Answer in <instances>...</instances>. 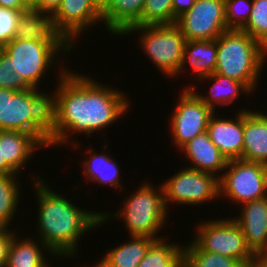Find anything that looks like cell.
<instances>
[{"label":"cell","mask_w":267,"mask_h":267,"mask_svg":"<svg viewBox=\"0 0 267 267\" xmlns=\"http://www.w3.org/2000/svg\"><path fill=\"white\" fill-rule=\"evenodd\" d=\"M178 245L164 238L156 239L138 267H183L184 246Z\"/></svg>","instance_id":"cell-26"},{"label":"cell","mask_w":267,"mask_h":267,"mask_svg":"<svg viewBox=\"0 0 267 267\" xmlns=\"http://www.w3.org/2000/svg\"><path fill=\"white\" fill-rule=\"evenodd\" d=\"M14 39L66 41L54 30L50 15L31 8L22 13Z\"/></svg>","instance_id":"cell-23"},{"label":"cell","mask_w":267,"mask_h":267,"mask_svg":"<svg viewBox=\"0 0 267 267\" xmlns=\"http://www.w3.org/2000/svg\"><path fill=\"white\" fill-rule=\"evenodd\" d=\"M244 110L247 111L246 108L237 111L234 120L218 117L214 112L208 122L207 132L210 140L228 161L242 158Z\"/></svg>","instance_id":"cell-14"},{"label":"cell","mask_w":267,"mask_h":267,"mask_svg":"<svg viewBox=\"0 0 267 267\" xmlns=\"http://www.w3.org/2000/svg\"><path fill=\"white\" fill-rule=\"evenodd\" d=\"M253 0H225L228 30H242L250 19Z\"/></svg>","instance_id":"cell-31"},{"label":"cell","mask_w":267,"mask_h":267,"mask_svg":"<svg viewBox=\"0 0 267 267\" xmlns=\"http://www.w3.org/2000/svg\"><path fill=\"white\" fill-rule=\"evenodd\" d=\"M244 110L242 160L267 165V112Z\"/></svg>","instance_id":"cell-17"},{"label":"cell","mask_w":267,"mask_h":267,"mask_svg":"<svg viewBox=\"0 0 267 267\" xmlns=\"http://www.w3.org/2000/svg\"><path fill=\"white\" fill-rule=\"evenodd\" d=\"M244 267H267V256H256L244 265Z\"/></svg>","instance_id":"cell-39"},{"label":"cell","mask_w":267,"mask_h":267,"mask_svg":"<svg viewBox=\"0 0 267 267\" xmlns=\"http://www.w3.org/2000/svg\"><path fill=\"white\" fill-rule=\"evenodd\" d=\"M12 90L0 88V130H5L7 96Z\"/></svg>","instance_id":"cell-37"},{"label":"cell","mask_w":267,"mask_h":267,"mask_svg":"<svg viewBox=\"0 0 267 267\" xmlns=\"http://www.w3.org/2000/svg\"><path fill=\"white\" fill-rule=\"evenodd\" d=\"M94 149H91V146L87 152L89 153L88 160L87 158H83V174L86 179L89 181H94L101 185L108 184L112 188H119L123 191L125 188L122 187V183L120 184V171L117 162L113 161L112 157L107 154V152L94 153ZM123 189V190H122Z\"/></svg>","instance_id":"cell-24"},{"label":"cell","mask_w":267,"mask_h":267,"mask_svg":"<svg viewBox=\"0 0 267 267\" xmlns=\"http://www.w3.org/2000/svg\"><path fill=\"white\" fill-rule=\"evenodd\" d=\"M0 6L4 8L22 10L24 12L31 8L25 0H0Z\"/></svg>","instance_id":"cell-38"},{"label":"cell","mask_w":267,"mask_h":267,"mask_svg":"<svg viewBox=\"0 0 267 267\" xmlns=\"http://www.w3.org/2000/svg\"><path fill=\"white\" fill-rule=\"evenodd\" d=\"M217 62L216 40H193L187 41L182 63L175 78L183 73L188 63L194 70L195 78L200 79L215 72Z\"/></svg>","instance_id":"cell-21"},{"label":"cell","mask_w":267,"mask_h":267,"mask_svg":"<svg viewBox=\"0 0 267 267\" xmlns=\"http://www.w3.org/2000/svg\"><path fill=\"white\" fill-rule=\"evenodd\" d=\"M216 41L214 73L243 83L253 93L266 63L267 49L242 30H227Z\"/></svg>","instance_id":"cell-3"},{"label":"cell","mask_w":267,"mask_h":267,"mask_svg":"<svg viewBox=\"0 0 267 267\" xmlns=\"http://www.w3.org/2000/svg\"><path fill=\"white\" fill-rule=\"evenodd\" d=\"M23 12L0 6V49L14 39L17 24Z\"/></svg>","instance_id":"cell-33"},{"label":"cell","mask_w":267,"mask_h":267,"mask_svg":"<svg viewBox=\"0 0 267 267\" xmlns=\"http://www.w3.org/2000/svg\"><path fill=\"white\" fill-rule=\"evenodd\" d=\"M123 202V207L114 214L107 213V211L101 212L103 223L106 224V221L108 223L109 218L123 219L130 236H147L154 239L164 238L163 236L157 237L160 229L164 228L163 226L166 223L168 224L167 217L169 216L161 184L156 189L153 184L146 181Z\"/></svg>","instance_id":"cell-4"},{"label":"cell","mask_w":267,"mask_h":267,"mask_svg":"<svg viewBox=\"0 0 267 267\" xmlns=\"http://www.w3.org/2000/svg\"><path fill=\"white\" fill-rule=\"evenodd\" d=\"M182 169L161 184L167 210L172 202L192 206L219 198L217 176L188 167Z\"/></svg>","instance_id":"cell-10"},{"label":"cell","mask_w":267,"mask_h":267,"mask_svg":"<svg viewBox=\"0 0 267 267\" xmlns=\"http://www.w3.org/2000/svg\"><path fill=\"white\" fill-rule=\"evenodd\" d=\"M37 147L44 146L30 133L0 130L1 161H5L19 175L23 165L37 152Z\"/></svg>","instance_id":"cell-18"},{"label":"cell","mask_w":267,"mask_h":267,"mask_svg":"<svg viewBox=\"0 0 267 267\" xmlns=\"http://www.w3.org/2000/svg\"><path fill=\"white\" fill-rule=\"evenodd\" d=\"M205 79L213 81V84L208 90L209 95L207 94L206 96L203 93L200 94L198 91L196 92V85H191L189 88L203 103L210 107L214 112L218 105L228 106L232 104L233 101L235 102L236 99L238 100V97L241 93L245 92L246 95L249 94V96L250 93H252L243 83L219 73H212L211 75L197 80H200L203 83Z\"/></svg>","instance_id":"cell-20"},{"label":"cell","mask_w":267,"mask_h":267,"mask_svg":"<svg viewBox=\"0 0 267 267\" xmlns=\"http://www.w3.org/2000/svg\"><path fill=\"white\" fill-rule=\"evenodd\" d=\"M39 241V239L35 241L29 237L21 240L14 236L9 247L6 267H45L49 261L46 262L48 258L44 257V253L49 252L48 254H51L52 257L55 255L50 253V249Z\"/></svg>","instance_id":"cell-25"},{"label":"cell","mask_w":267,"mask_h":267,"mask_svg":"<svg viewBox=\"0 0 267 267\" xmlns=\"http://www.w3.org/2000/svg\"><path fill=\"white\" fill-rule=\"evenodd\" d=\"M63 0H36L30 7L52 16Z\"/></svg>","instance_id":"cell-35"},{"label":"cell","mask_w":267,"mask_h":267,"mask_svg":"<svg viewBox=\"0 0 267 267\" xmlns=\"http://www.w3.org/2000/svg\"><path fill=\"white\" fill-rule=\"evenodd\" d=\"M173 24L172 0H145L140 19L133 26Z\"/></svg>","instance_id":"cell-29"},{"label":"cell","mask_w":267,"mask_h":267,"mask_svg":"<svg viewBox=\"0 0 267 267\" xmlns=\"http://www.w3.org/2000/svg\"><path fill=\"white\" fill-rule=\"evenodd\" d=\"M242 31L267 49V0H253L250 19Z\"/></svg>","instance_id":"cell-30"},{"label":"cell","mask_w":267,"mask_h":267,"mask_svg":"<svg viewBox=\"0 0 267 267\" xmlns=\"http://www.w3.org/2000/svg\"><path fill=\"white\" fill-rule=\"evenodd\" d=\"M0 174H17L5 161H1V153H0Z\"/></svg>","instance_id":"cell-40"},{"label":"cell","mask_w":267,"mask_h":267,"mask_svg":"<svg viewBox=\"0 0 267 267\" xmlns=\"http://www.w3.org/2000/svg\"><path fill=\"white\" fill-rule=\"evenodd\" d=\"M5 130L32 134L50 147V93L38 88L11 91L7 96Z\"/></svg>","instance_id":"cell-5"},{"label":"cell","mask_w":267,"mask_h":267,"mask_svg":"<svg viewBox=\"0 0 267 267\" xmlns=\"http://www.w3.org/2000/svg\"><path fill=\"white\" fill-rule=\"evenodd\" d=\"M184 246V267H244L235 258L202 250L194 241Z\"/></svg>","instance_id":"cell-28"},{"label":"cell","mask_w":267,"mask_h":267,"mask_svg":"<svg viewBox=\"0 0 267 267\" xmlns=\"http://www.w3.org/2000/svg\"><path fill=\"white\" fill-rule=\"evenodd\" d=\"M195 3V0H172L173 6V24L176 19L185 12L189 11Z\"/></svg>","instance_id":"cell-36"},{"label":"cell","mask_w":267,"mask_h":267,"mask_svg":"<svg viewBox=\"0 0 267 267\" xmlns=\"http://www.w3.org/2000/svg\"><path fill=\"white\" fill-rule=\"evenodd\" d=\"M137 31L141 32L138 38L143 52L163 75L174 78L181 66L187 42L179 27L175 23L132 26L121 36Z\"/></svg>","instance_id":"cell-7"},{"label":"cell","mask_w":267,"mask_h":267,"mask_svg":"<svg viewBox=\"0 0 267 267\" xmlns=\"http://www.w3.org/2000/svg\"><path fill=\"white\" fill-rule=\"evenodd\" d=\"M144 4L145 0H105L102 24L111 35L121 36L140 19Z\"/></svg>","instance_id":"cell-19"},{"label":"cell","mask_w":267,"mask_h":267,"mask_svg":"<svg viewBox=\"0 0 267 267\" xmlns=\"http://www.w3.org/2000/svg\"><path fill=\"white\" fill-rule=\"evenodd\" d=\"M185 86L170 118L172 141L177 149L197 135L207 131L208 122L214 111Z\"/></svg>","instance_id":"cell-12"},{"label":"cell","mask_w":267,"mask_h":267,"mask_svg":"<svg viewBox=\"0 0 267 267\" xmlns=\"http://www.w3.org/2000/svg\"><path fill=\"white\" fill-rule=\"evenodd\" d=\"M187 41L216 40L228 30L225 0H195L193 7L176 19Z\"/></svg>","instance_id":"cell-11"},{"label":"cell","mask_w":267,"mask_h":267,"mask_svg":"<svg viewBox=\"0 0 267 267\" xmlns=\"http://www.w3.org/2000/svg\"><path fill=\"white\" fill-rule=\"evenodd\" d=\"M130 241L112 248L93 267H138L156 240L147 236H130Z\"/></svg>","instance_id":"cell-22"},{"label":"cell","mask_w":267,"mask_h":267,"mask_svg":"<svg viewBox=\"0 0 267 267\" xmlns=\"http://www.w3.org/2000/svg\"><path fill=\"white\" fill-rule=\"evenodd\" d=\"M73 48L67 41L13 39L2 50L10 56L14 72L31 88H39L41 78L54 68L60 54L68 56Z\"/></svg>","instance_id":"cell-6"},{"label":"cell","mask_w":267,"mask_h":267,"mask_svg":"<svg viewBox=\"0 0 267 267\" xmlns=\"http://www.w3.org/2000/svg\"><path fill=\"white\" fill-rule=\"evenodd\" d=\"M34 176L36 178L33 177L34 190L39 204L37 237L55 257H73L83 234L103 226L101 211L76 207L72 200L52 191L49 184L46 185L44 182L45 179Z\"/></svg>","instance_id":"cell-2"},{"label":"cell","mask_w":267,"mask_h":267,"mask_svg":"<svg viewBox=\"0 0 267 267\" xmlns=\"http://www.w3.org/2000/svg\"><path fill=\"white\" fill-rule=\"evenodd\" d=\"M16 231H10V228H0V267H6L9 247Z\"/></svg>","instance_id":"cell-34"},{"label":"cell","mask_w":267,"mask_h":267,"mask_svg":"<svg viewBox=\"0 0 267 267\" xmlns=\"http://www.w3.org/2000/svg\"><path fill=\"white\" fill-rule=\"evenodd\" d=\"M240 210L232 219L241 227L246 245L256 256H267V197L244 203Z\"/></svg>","instance_id":"cell-15"},{"label":"cell","mask_w":267,"mask_h":267,"mask_svg":"<svg viewBox=\"0 0 267 267\" xmlns=\"http://www.w3.org/2000/svg\"><path fill=\"white\" fill-rule=\"evenodd\" d=\"M225 170L218 178L219 198L242 205L267 197V165L236 159Z\"/></svg>","instance_id":"cell-8"},{"label":"cell","mask_w":267,"mask_h":267,"mask_svg":"<svg viewBox=\"0 0 267 267\" xmlns=\"http://www.w3.org/2000/svg\"><path fill=\"white\" fill-rule=\"evenodd\" d=\"M197 227L193 240L202 250L235 258L243 265L256 257L246 245L241 227L231 217L201 221Z\"/></svg>","instance_id":"cell-9"},{"label":"cell","mask_w":267,"mask_h":267,"mask_svg":"<svg viewBox=\"0 0 267 267\" xmlns=\"http://www.w3.org/2000/svg\"><path fill=\"white\" fill-rule=\"evenodd\" d=\"M180 150L193 164L188 168L212 173L218 178L217 174H222L228 163L227 158L210 140L207 131L191 139Z\"/></svg>","instance_id":"cell-16"},{"label":"cell","mask_w":267,"mask_h":267,"mask_svg":"<svg viewBox=\"0 0 267 267\" xmlns=\"http://www.w3.org/2000/svg\"><path fill=\"white\" fill-rule=\"evenodd\" d=\"M0 88L24 91L31 87L20 77L11 65V58L0 49Z\"/></svg>","instance_id":"cell-32"},{"label":"cell","mask_w":267,"mask_h":267,"mask_svg":"<svg viewBox=\"0 0 267 267\" xmlns=\"http://www.w3.org/2000/svg\"><path fill=\"white\" fill-rule=\"evenodd\" d=\"M51 19L54 30L73 47L83 30L103 21L102 3L99 0H63Z\"/></svg>","instance_id":"cell-13"},{"label":"cell","mask_w":267,"mask_h":267,"mask_svg":"<svg viewBox=\"0 0 267 267\" xmlns=\"http://www.w3.org/2000/svg\"><path fill=\"white\" fill-rule=\"evenodd\" d=\"M71 72L61 68L57 87L50 94V148L67 144L71 133L92 136L130 109L125 92Z\"/></svg>","instance_id":"cell-1"},{"label":"cell","mask_w":267,"mask_h":267,"mask_svg":"<svg viewBox=\"0 0 267 267\" xmlns=\"http://www.w3.org/2000/svg\"><path fill=\"white\" fill-rule=\"evenodd\" d=\"M29 6H31L36 0H25Z\"/></svg>","instance_id":"cell-41"},{"label":"cell","mask_w":267,"mask_h":267,"mask_svg":"<svg viewBox=\"0 0 267 267\" xmlns=\"http://www.w3.org/2000/svg\"><path fill=\"white\" fill-rule=\"evenodd\" d=\"M18 174H0V228H9L18 211L21 191Z\"/></svg>","instance_id":"cell-27"}]
</instances>
